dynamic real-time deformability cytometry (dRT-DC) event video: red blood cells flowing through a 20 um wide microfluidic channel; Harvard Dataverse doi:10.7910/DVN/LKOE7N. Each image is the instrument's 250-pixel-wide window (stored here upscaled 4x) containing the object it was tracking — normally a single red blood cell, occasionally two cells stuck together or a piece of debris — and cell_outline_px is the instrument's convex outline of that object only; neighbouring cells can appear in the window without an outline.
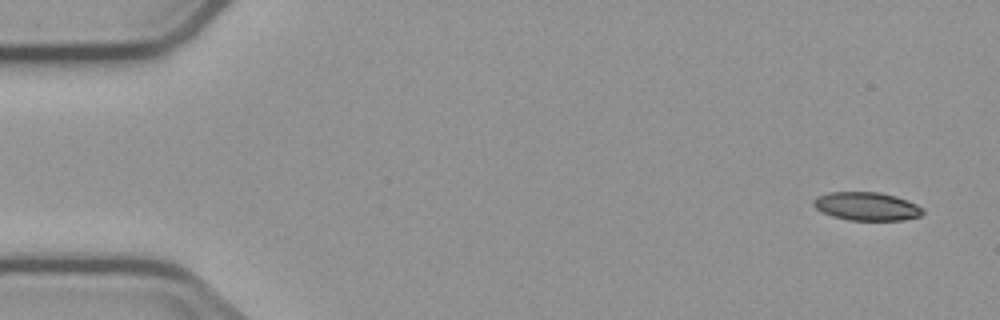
{"species": "common noctule bat (a hibernating species)", "species_latin": "Nyctalus noctula", "temperature_condition": "cold", "stored_images_in_passage": 4, "camera_frame_rate_fps": 3000, "um_per_image_px": 0.085, "animal": {"sex": "male", "body_mass_g": 23.1, "forearm_length_mm": 52.7}, "frame": {"image": 1, "passage_image": 1, "time_ms": 0.0, "image_size_px": [1000, 320], "cell_outline_px": [[924, 212], [920, 216], [904, 220], [848, 220], [832, 216], [820, 212], [812, 204], [812, 200], [816, 196], [832, 192], [880, 192], [896, 196], [916, 204], [924, 208]], "centroid_in_image_um": [73.65, 17.54], "position_along_channel_um": 11.3, "area_um2": 18.21}}
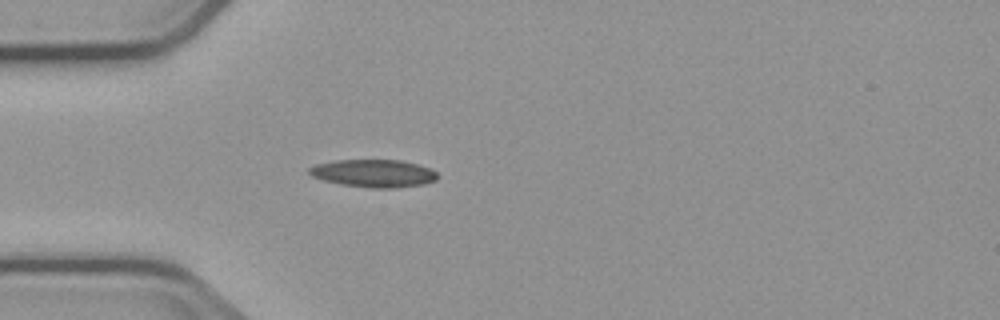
{"frame": {"image": 2, "passage_image": 4, "time_ms": 4.333, "image_size_px": [1000, 320], "cell_outline_px": [[436, 180], [424, 184], [396, 188], [368, 188], [340, 184], [324, 180], [312, 176], [308, 172], [308, 168], [316, 164], [336, 160], [400, 160], [416, 164], [428, 168], [436, 172]], "centroid_in_image_um": [31.73, 14.74], "position_along_channel_um": 53.3, "area_um2": 20.63}}